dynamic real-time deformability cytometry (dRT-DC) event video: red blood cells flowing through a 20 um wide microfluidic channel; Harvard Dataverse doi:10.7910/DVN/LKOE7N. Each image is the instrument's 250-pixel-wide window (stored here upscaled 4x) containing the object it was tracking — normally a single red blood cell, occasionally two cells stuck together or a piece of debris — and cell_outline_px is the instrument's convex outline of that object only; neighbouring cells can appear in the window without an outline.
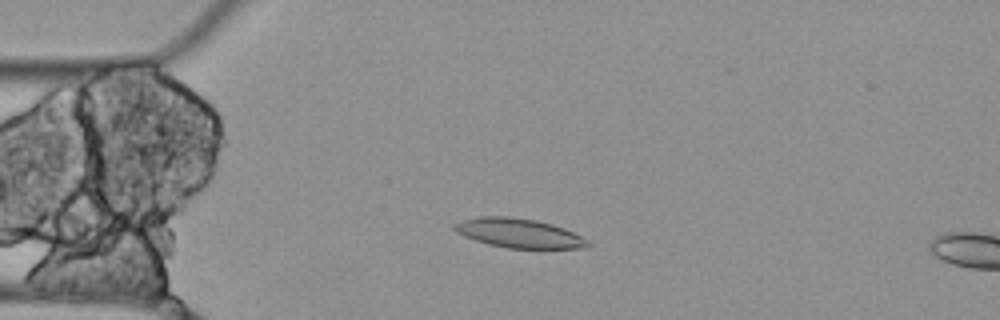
{"species": "Egyptian fruit bat (a non-hibernating species)", "species_latin": "Rousettus aegyptiacus", "temperature_condition": "cold", "stored_images_in_passage": 6, "camera_frame_rate_fps": 3000, "um_per_image_px": 0.085, "animal": {"sex": "female"}, "frame": {"image": 1, "passage_image": 4, "time_ms": 1.0, "image_size_px": [1000, 320], "cell_outline_px": [[592, 244], [584, 248], [508, 248], [488, 244], [464, 236], [456, 232], [452, 228], [452, 224], [464, 220], [480, 216], [508, 216], [536, 220], [552, 224], [564, 228], [588, 240]], "centroid_in_image_um": [44.09, 19.81], "position_along_channel_um": 40.9, "area_um2": 22.66}}